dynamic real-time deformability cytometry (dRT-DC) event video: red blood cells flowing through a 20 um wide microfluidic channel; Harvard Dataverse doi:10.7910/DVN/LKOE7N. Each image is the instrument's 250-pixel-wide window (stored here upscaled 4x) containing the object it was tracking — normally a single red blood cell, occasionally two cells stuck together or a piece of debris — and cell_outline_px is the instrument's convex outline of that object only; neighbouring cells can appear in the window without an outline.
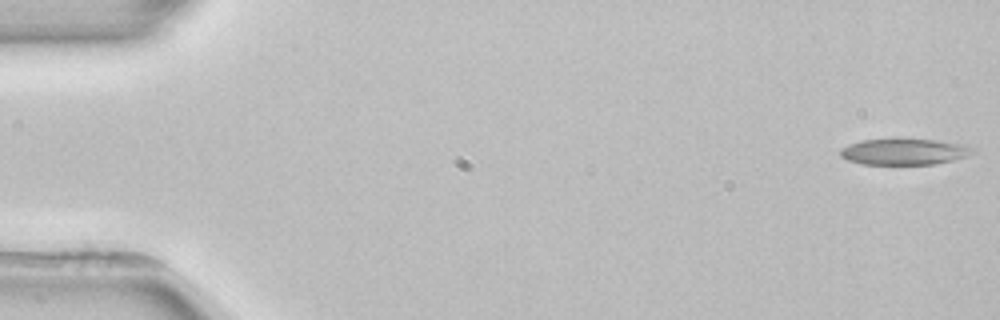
{"species": "common noctule bat (a hibernating species)", "species_latin": "Nyctalus noctula", "temperature_condition": "room temperature", "stored_images_in_passage": 5, "segment_of_instrument_passage": [1, 2], "camera_frame_rate_fps": 3000, "um_per_image_px": 0.085, "animal": {"sex": "female", "body_mass_g": 22.7, "forearm_length_mm": 54.2}, "frame": {"image": 1, "passage_image": 1, "time_ms": 0.0, "image_size_px": [1000, 320], "cell_outline_px": [[972, 152], [964, 156], [952, 160], [936, 164], [864, 164], [848, 160], [840, 156], [840, 148], [848, 144], [860, 140], [936, 140], [964, 144], [972, 148]], "centroid_in_image_um": [76.8, 12.9], "position_along_channel_um": 8.2, "area_um2": 19.71}}
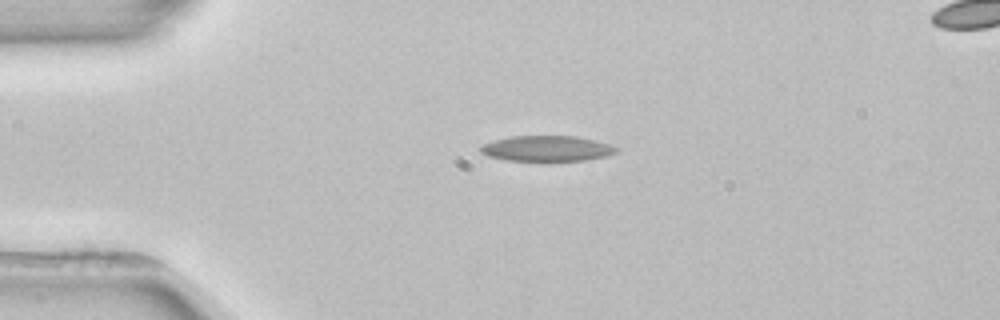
{"frame": {"image": 2, "passage_image": 4, "time_ms": 3.667, "image_size_px": [1000, 320], "cell_outline_px": [[620, 148], [616, 152], [608, 156], [588, 160], [504, 160], [488, 156], [480, 152], [476, 148], [480, 144], [492, 140], [512, 136], [576, 136], [596, 140]], "centroid_in_image_um": [46.44, 12.61], "position_along_channel_um": 38.6, "area_um2": 20.4}}